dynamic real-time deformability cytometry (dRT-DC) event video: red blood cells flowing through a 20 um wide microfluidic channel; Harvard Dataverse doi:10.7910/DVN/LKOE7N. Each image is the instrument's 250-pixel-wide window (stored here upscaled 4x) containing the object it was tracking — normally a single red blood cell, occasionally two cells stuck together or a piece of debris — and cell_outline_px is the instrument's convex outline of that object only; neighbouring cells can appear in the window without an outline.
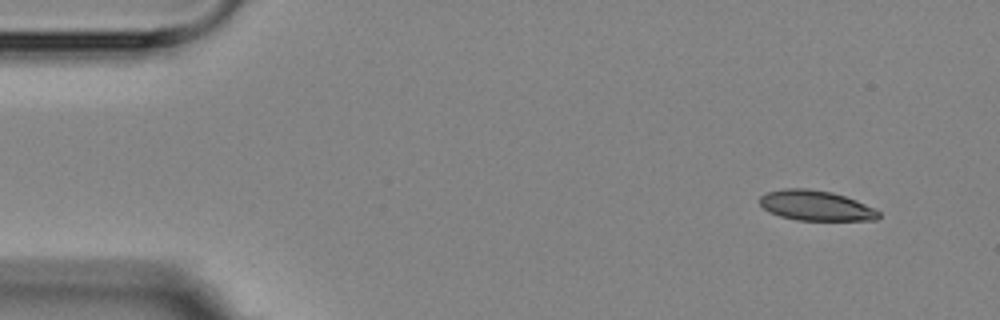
{"species": "Egyptian fruit bat (a non-hibernating species)", "species_latin": "Rousettus aegyptiacus", "temperature_condition": "room temperature", "stored_images_in_passage": 5, "camera_frame_rate_fps": 3000, "um_per_image_px": 0.085, "animal": {"sex": "female"}, "frame": {"image": 1, "passage_image": 1, "time_ms": 0.0, "image_size_px": [1000, 320], "cell_outline_px": [[880, 216], [876, 220], [796, 220], [780, 216], [768, 212], [760, 204], [760, 196], [768, 192], [784, 188], [808, 188], [832, 192], [856, 200], [880, 212]], "centroid_in_image_um": [69.32, 17.47], "position_along_channel_um": 15.7, "area_um2": 20.81}}
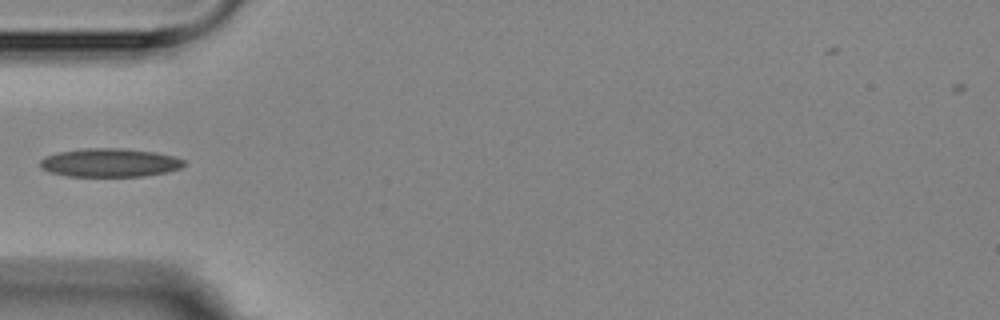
{"frame": {"image": 2, "passage_image": 4, "time_ms": 4.333, "image_size_px": [1000, 320], "cell_outline_px": [[184, 164], [180, 168], [168, 172], [144, 176], [68, 176], [48, 172], [40, 168], [40, 160], [48, 156], [60, 152], [84, 148], [124, 148], [156, 152], [176, 156], [184, 160]], "centroid_in_image_um": [9.35, 13.83], "position_along_channel_um": 75.6, "area_um2": 23.99}}
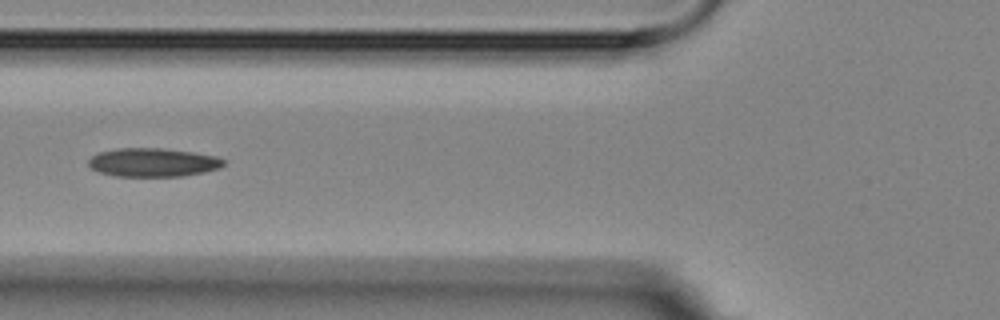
{"frame": {"image": 3, "passage_image": 5, "time_ms": 5.333, "image_size_px": [1000, 320], "cell_outline_px": [[224, 164], [220, 168], [204, 172], [184, 176], [116, 176], [100, 172], [92, 168], [88, 164], [88, 160], [92, 156], [100, 152], [116, 148], [164, 148], [192, 152], [216, 156], [224, 160]], "centroid_in_image_um": [13.01, 13.8], "position_along_channel_um": 112.8, "area_um2": 22.48}}